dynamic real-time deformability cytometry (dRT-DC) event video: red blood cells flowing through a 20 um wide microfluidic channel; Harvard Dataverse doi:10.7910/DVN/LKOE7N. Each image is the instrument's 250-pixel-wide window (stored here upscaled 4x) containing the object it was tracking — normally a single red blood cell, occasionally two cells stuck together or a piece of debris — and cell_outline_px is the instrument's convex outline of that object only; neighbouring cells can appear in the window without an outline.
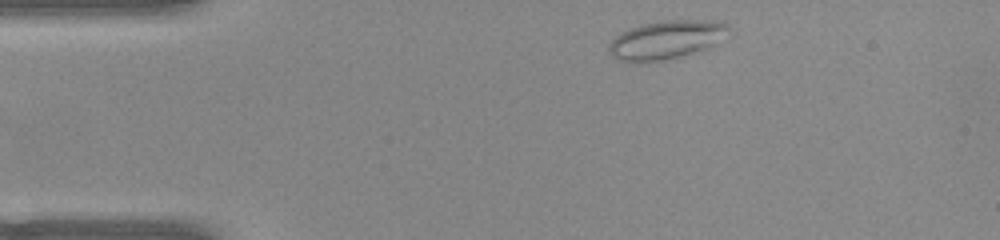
{"species": "common noctule bat (a hibernating species)", "species_latin": "Nyctalus noctula", "temperature_condition": "warm", "stored_images_in_passage": 44, "camera_frame_rate_fps": 3000, "um_per_image_px": 0.085, "animal": {"sex": "female", "body_mass_g": 22.0, "forearm_length_mm": 56.7}, "frame": {"image": 1, "passage_image": 1, "time_ms": 0.0, "image_size_px": [1000, 240], "cell_outline_px": [[728, 28], [712, 48], [700, 52], [672, 60], [624, 64], [616, 60], [608, 52], [608, 44], [616, 36], [628, 28], [640, 24], [660, 20], [724, 20], [728, 24]], "centroid_in_image_um": [56.59, 3.42], "position_along_channel_um": 28.4, "area_um2": 27.98}}
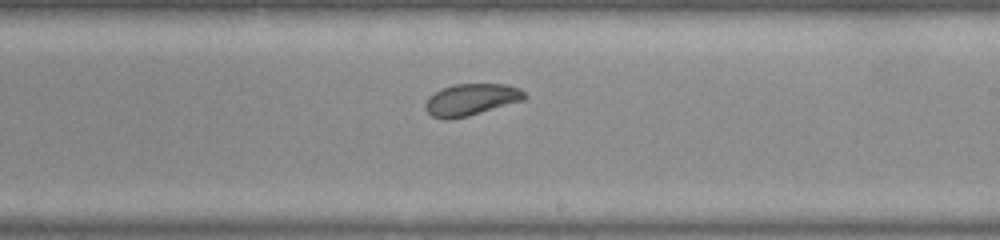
{"frame": {"image": 2, "passage_image": 22, "time_ms": 7.0, "image_size_px": [1000, 240], "cell_outline_px": [[528, 96], [524, 100], [468, 116], [448, 120], [444, 120], [432, 116], [424, 108], [424, 104], [428, 96], [440, 88], [456, 84], [504, 84], [520, 88]], "centroid_in_image_um": [40.02, 8.47], "position_along_channel_um": 249.0, "area_um2": 18.55}}
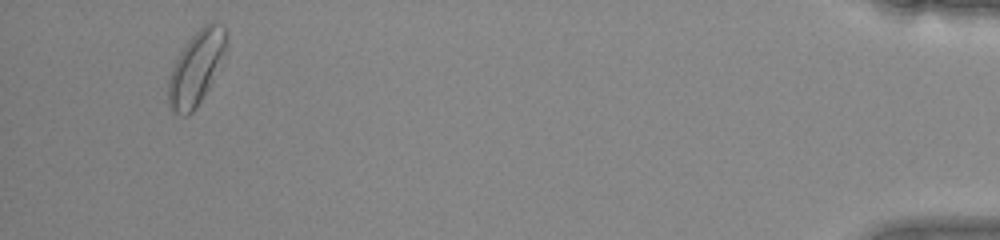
{"frame": {"image": 3, "passage_image": 41, "time_ms": 13.333, "image_size_px": [1000, 240], "cell_outline_px": [[228, 44], [212, 80], [208, 88], [192, 112], [184, 116], [180, 116], [172, 112], [168, 104], [168, 80], [172, 68], [180, 52], [188, 40], [204, 24], [212, 20], [224, 24], [228, 36]], "centroid_in_image_um": [16.69, 5.73], "position_along_channel_um": 418.5, "area_um2": 24.8}, "authors_computed_cell_mechanics": {"area_um2": 19.4786, "velocity_mm_per_s": 3.9221, "shape_relaxation_time_tau1_ms": 4.138, "shape_relaxation_time_tau2_ms": 2.3705, "deformation_change_tau1": 0.0985, "deformation_change_tau2": 0.0759}}